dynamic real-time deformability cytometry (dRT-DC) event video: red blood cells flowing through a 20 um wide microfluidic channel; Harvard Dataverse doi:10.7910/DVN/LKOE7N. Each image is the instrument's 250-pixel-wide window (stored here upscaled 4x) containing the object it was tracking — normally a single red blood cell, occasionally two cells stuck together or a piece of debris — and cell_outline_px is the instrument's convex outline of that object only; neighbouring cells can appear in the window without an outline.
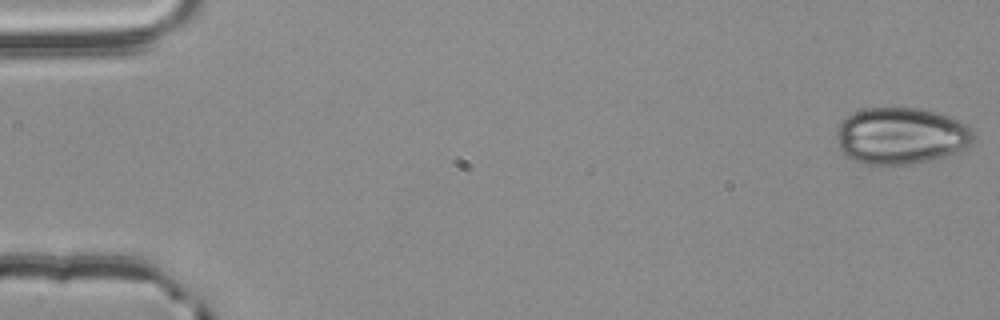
{"species": "common noctule bat (a hibernating species)", "species_latin": "Nyctalus noctula", "temperature_condition": "room temperature", "stored_images_in_passage": 54, "camera_frame_rate_fps": 3000, "um_per_image_px": 0.085, "animal": {"sex": "male", "body_mass_g": 20.4}, "frame": {"image": 1, "passage_image": 1, "time_ms": 0.0, "image_size_px": [1000, 320], "cell_outline_px": [[976, 140], [972, 144], [944, 156], [928, 160], [908, 164], [864, 164], [852, 160], [844, 156], [840, 148], [836, 136], [836, 132], [840, 124], [852, 112], [868, 108], [920, 108], [936, 112], [960, 120], [968, 124], [976, 132]], "centroid_in_image_um": [76.61, 11.54], "position_along_channel_um": 8.4, "area_um2": 45.43}}
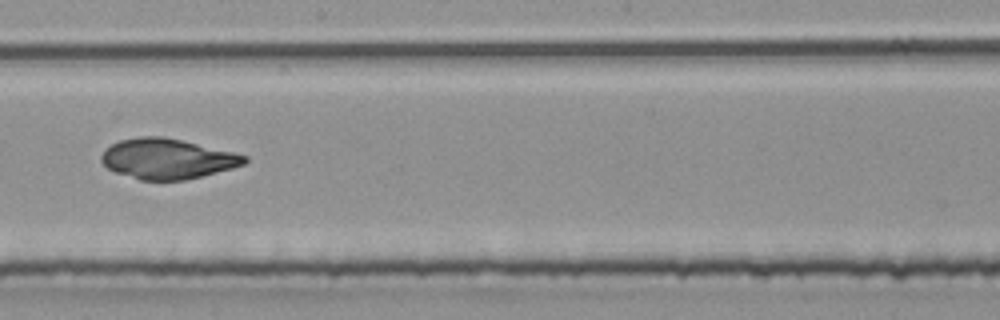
{"frame": {"image": 2, "passage_image": 31, "time_ms": 10.0, "image_size_px": [1000, 320], "cell_outline_px": [[248, 160], [244, 164], [232, 168], [184, 180], [140, 180], [116, 172], [108, 168], [100, 160], [100, 156], [104, 148], [120, 140], [140, 136], [164, 136], [232, 152], [248, 156]], "centroid_in_image_um": [14.18, 13.49], "position_along_channel_um": 234.0, "area_um2": 33.35}}
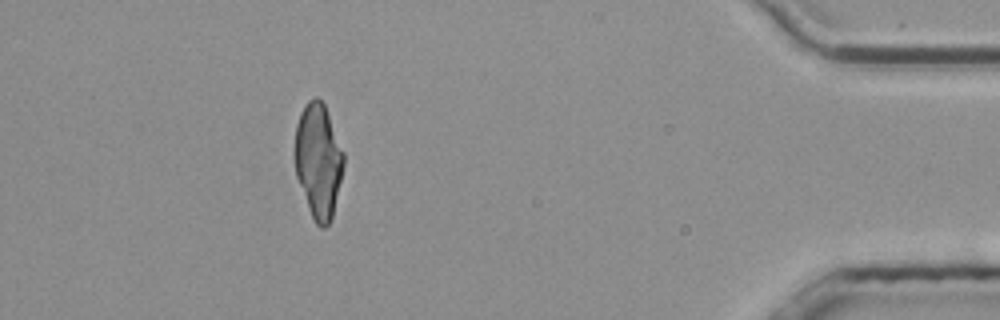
{"frame": {"image": 3, "passage_image": 49, "time_ms": 16.0, "image_size_px": [1000, 320], "cell_outline_px": [[344, 164], [332, 220], [324, 228], [320, 228], [316, 224], [308, 208], [296, 176], [292, 156], [292, 152], [296, 124], [300, 112], [304, 104], [308, 100], [316, 96], [324, 104], [344, 152]], "centroid_in_image_um": [27.02, 13.65], "position_along_channel_um": 408.2, "area_um2": 33.23}}